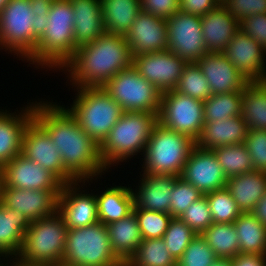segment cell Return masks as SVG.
Masks as SVG:
<instances>
[{
  "mask_svg": "<svg viewBox=\"0 0 266 266\" xmlns=\"http://www.w3.org/2000/svg\"><path fill=\"white\" fill-rule=\"evenodd\" d=\"M143 239H157L164 236L172 216L169 213L144 209H133Z\"/></svg>",
  "mask_w": 266,
  "mask_h": 266,
  "instance_id": "obj_41",
  "label": "cell"
},
{
  "mask_svg": "<svg viewBox=\"0 0 266 266\" xmlns=\"http://www.w3.org/2000/svg\"><path fill=\"white\" fill-rule=\"evenodd\" d=\"M240 29L266 50V13L247 16L240 22Z\"/></svg>",
  "mask_w": 266,
  "mask_h": 266,
  "instance_id": "obj_47",
  "label": "cell"
},
{
  "mask_svg": "<svg viewBox=\"0 0 266 266\" xmlns=\"http://www.w3.org/2000/svg\"><path fill=\"white\" fill-rule=\"evenodd\" d=\"M30 223L18 210L7 208L0 202V257L16 258Z\"/></svg>",
  "mask_w": 266,
  "mask_h": 266,
  "instance_id": "obj_29",
  "label": "cell"
},
{
  "mask_svg": "<svg viewBox=\"0 0 266 266\" xmlns=\"http://www.w3.org/2000/svg\"><path fill=\"white\" fill-rule=\"evenodd\" d=\"M195 146L196 141L190 136L168 129L158 122L142 156V171L179 177Z\"/></svg>",
  "mask_w": 266,
  "mask_h": 266,
  "instance_id": "obj_7",
  "label": "cell"
},
{
  "mask_svg": "<svg viewBox=\"0 0 266 266\" xmlns=\"http://www.w3.org/2000/svg\"><path fill=\"white\" fill-rule=\"evenodd\" d=\"M201 236L220 258H234L240 253L237 230L233 223H212Z\"/></svg>",
  "mask_w": 266,
  "mask_h": 266,
  "instance_id": "obj_34",
  "label": "cell"
},
{
  "mask_svg": "<svg viewBox=\"0 0 266 266\" xmlns=\"http://www.w3.org/2000/svg\"><path fill=\"white\" fill-rule=\"evenodd\" d=\"M102 89L124 112H151L158 115L162 92L142 77L133 66L117 73L102 86Z\"/></svg>",
  "mask_w": 266,
  "mask_h": 266,
  "instance_id": "obj_10",
  "label": "cell"
},
{
  "mask_svg": "<svg viewBox=\"0 0 266 266\" xmlns=\"http://www.w3.org/2000/svg\"><path fill=\"white\" fill-rule=\"evenodd\" d=\"M112 252L125 265L143 240L135 213L106 225Z\"/></svg>",
  "mask_w": 266,
  "mask_h": 266,
  "instance_id": "obj_28",
  "label": "cell"
},
{
  "mask_svg": "<svg viewBox=\"0 0 266 266\" xmlns=\"http://www.w3.org/2000/svg\"><path fill=\"white\" fill-rule=\"evenodd\" d=\"M168 33L166 19L140 12L125 34L132 56L167 50Z\"/></svg>",
  "mask_w": 266,
  "mask_h": 266,
  "instance_id": "obj_20",
  "label": "cell"
},
{
  "mask_svg": "<svg viewBox=\"0 0 266 266\" xmlns=\"http://www.w3.org/2000/svg\"><path fill=\"white\" fill-rule=\"evenodd\" d=\"M52 0H31L33 15H48Z\"/></svg>",
  "mask_w": 266,
  "mask_h": 266,
  "instance_id": "obj_52",
  "label": "cell"
},
{
  "mask_svg": "<svg viewBox=\"0 0 266 266\" xmlns=\"http://www.w3.org/2000/svg\"><path fill=\"white\" fill-rule=\"evenodd\" d=\"M188 62L165 50L133 56L132 66L162 93L175 90Z\"/></svg>",
  "mask_w": 266,
  "mask_h": 266,
  "instance_id": "obj_13",
  "label": "cell"
},
{
  "mask_svg": "<svg viewBox=\"0 0 266 266\" xmlns=\"http://www.w3.org/2000/svg\"><path fill=\"white\" fill-rule=\"evenodd\" d=\"M221 4L239 23L247 16L266 13V0H222Z\"/></svg>",
  "mask_w": 266,
  "mask_h": 266,
  "instance_id": "obj_46",
  "label": "cell"
},
{
  "mask_svg": "<svg viewBox=\"0 0 266 266\" xmlns=\"http://www.w3.org/2000/svg\"><path fill=\"white\" fill-rule=\"evenodd\" d=\"M242 92L212 94L203 101L204 121L226 120L241 115Z\"/></svg>",
  "mask_w": 266,
  "mask_h": 266,
  "instance_id": "obj_36",
  "label": "cell"
},
{
  "mask_svg": "<svg viewBox=\"0 0 266 266\" xmlns=\"http://www.w3.org/2000/svg\"><path fill=\"white\" fill-rule=\"evenodd\" d=\"M179 177L203 195L226 187L228 181L214 152L197 146L191 151Z\"/></svg>",
  "mask_w": 266,
  "mask_h": 266,
  "instance_id": "obj_16",
  "label": "cell"
},
{
  "mask_svg": "<svg viewBox=\"0 0 266 266\" xmlns=\"http://www.w3.org/2000/svg\"><path fill=\"white\" fill-rule=\"evenodd\" d=\"M34 19L35 21L32 24L33 35L37 40H39L45 33L47 24L49 23L48 15H34Z\"/></svg>",
  "mask_w": 266,
  "mask_h": 266,
  "instance_id": "obj_51",
  "label": "cell"
},
{
  "mask_svg": "<svg viewBox=\"0 0 266 266\" xmlns=\"http://www.w3.org/2000/svg\"><path fill=\"white\" fill-rule=\"evenodd\" d=\"M163 238L143 239L136 253L124 266H176Z\"/></svg>",
  "mask_w": 266,
  "mask_h": 266,
  "instance_id": "obj_35",
  "label": "cell"
},
{
  "mask_svg": "<svg viewBox=\"0 0 266 266\" xmlns=\"http://www.w3.org/2000/svg\"><path fill=\"white\" fill-rule=\"evenodd\" d=\"M132 188L126 186H111L99 195L96 194L98 219L104 225L126 218L134 209Z\"/></svg>",
  "mask_w": 266,
  "mask_h": 266,
  "instance_id": "obj_30",
  "label": "cell"
},
{
  "mask_svg": "<svg viewBox=\"0 0 266 266\" xmlns=\"http://www.w3.org/2000/svg\"><path fill=\"white\" fill-rule=\"evenodd\" d=\"M106 32L124 35L141 12L140 0H101Z\"/></svg>",
  "mask_w": 266,
  "mask_h": 266,
  "instance_id": "obj_31",
  "label": "cell"
},
{
  "mask_svg": "<svg viewBox=\"0 0 266 266\" xmlns=\"http://www.w3.org/2000/svg\"><path fill=\"white\" fill-rule=\"evenodd\" d=\"M157 123L156 113L125 111L100 145L104 166L109 170L111 165L125 162L140 152L143 156Z\"/></svg>",
  "mask_w": 266,
  "mask_h": 266,
  "instance_id": "obj_4",
  "label": "cell"
},
{
  "mask_svg": "<svg viewBox=\"0 0 266 266\" xmlns=\"http://www.w3.org/2000/svg\"><path fill=\"white\" fill-rule=\"evenodd\" d=\"M202 36L207 52H223L240 29V23L220 4L201 17Z\"/></svg>",
  "mask_w": 266,
  "mask_h": 266,
  "instance_id": "obj_24",
  "label": "cell"
},
{
  "mask_svg": "<svg viewBox=\"0 0 266 266\" xmlns=\"http://www.w3.org/2000/svg\"><path fill=\"white\" fill-rule=\"evenodd\" d=\"M48 21L45 33L38 40L36 49L27 62L30 61L29 65L35 64V68L40 66L41 68L46 67V69L55 68L60 72V68L77 50L71 1H52L48 12Z\"/></svg>",
  "mask_w": 266,
  "mask_h": 266,
  "instance_id": "obj_3",
  "label": "cell"
},
{
  "mask_svg": "<svg viewBox=\"0 0 266 266\" xmlns=\"http://www.w3.org/2000/svg\"><path fill=\"white\" fill-rule=\"evenodd\" d=\"M4 262L6 261L7 263L5 264L6 266H37V265H27V264H23V263H21V262H19V261H17L16 259H11L10 258V260L9 259H7V260H3ZM8 261H9V263H8ZM11 261H12V263H11ZM8 264H10V265H8Z\"/></svg>",
  "mask_w": 266,
  "mask_h": 266,
  "instance_id": "obj_55",
  "label": "cell"
},
{
  "mask_svg": "<svg viewBox=\"0 0 266 266\" xmlns=\"http://www.w3.org/2000/svg\"><path fill=\"white\" fill-rule=\"evenodd\" d=\"M247 133L248 126L241 115L226 120L205 122L196 140V146L212 150L216 147L244 143Z\"/></svg>",
  "mask_w": 266,
  "mask_h": 266,
  "instance_id": "obj_25",
  "label": "cell"
},
{
  "mask_svg": "<svg viewBox=\"0 0 266 266\" xmlns=\"http://www.w3.org/2000/svg\"><path fill=\"white\" fill-rule=\"evenodd\" d=\"M233 266H266V256L239 253L236 257L232 258Z\"/></svg>",
  "mask_w": 266,
  "mask_h": 266,
  "instance_id": "obj_50",
  "label": "cell"
},
{
  "mask_svg": "<svg viewBox=\"0 0 266 266\" xmlns=\"http://www.w3.org/2000/svg\"><path fill=\"white\" fill-rule=\"evenodd\" d=\"M60 192L51 190L0 187V202L7 208L18 210L30 222L57 212Z\"/></svg>",
  "mask_w": 266,
  "mask_h": 266,
  "instance_id": "obj_19",
  "label": "cell"
},
{
  "mask_svg": "<svg viewBox=\"0 0 266 266\" xmlns=\"http://www.w3.org/2000/svg\"><path fill=\"white\" fill-rule=\"evenodd\" d=\"M251 213L266 227V192Z\"/></svg>",
  "mask_w": 266,
  "mask_h": 266,
  "instance_id": "obj_53",
  "label": "cell"
},
{
  "mask_svg": "<svg viewBox=\"0 0 266 266\" xmlns=\"http://www.w3.org/2000/svg\"><path fill=\"white\" fill-rule=\"evenodd\" d=\"M8 1L9 0H0V12L3 10Z\"/></svg>",
  "mask_w": 266,
  "mask_h": 266,
  "instance_id": "obj_56",
  "label": "cell"
},
{
  "mask_svg": "<svg viewBox=\"0 0 266 266\" xmlns=\"http://www.w3.org/2000/svg\"><path fill=\"white\" fill-rule=\"evenodd\" d=\"M233 225L237 230L240 253L266 256V227L251 213H242Z\"/></svg>",
  "mask_w": 266,
  "mask_h": 266,
  "instance_id": "obj_33",
  "label": "cell"
},
{
  "mask_svg": "<svg viewBox=\"0 0 266 266\" xmlns=\"http://www.w3.org/2000/svg\"><path fill=\"white\" fill-rule=\"evenodd\" d=\"M212 151L228 179L254 171L250 154L243 143L216 147Z\"/></svg>",
  "mask_w": 266,
  "mask_h": 266,
  "instance_id": "obj_37",
  "label": "cell"
},
{
  "mask_svg": "<svg viewBox=\"0 0 266 266\" xmlns=\"http://www.w3.org/2000/svg\"><path fill=\"white\" fill-rule=\"evenodd\" d=\"M210 266H233L231 258L218 257Z\"/></svg>",
  "mask_w": 266,
  "mask_h": 266,
  "instance_id": "obj_54",
  "label": "cell"
},
{
  "mask_svg": "<svg viewBox=\"0 0 266 266\" xmlns=\"http://www.w3.org/2000/svg\"><path fill=\"white\" fill-rule=\"evenodd\" d=\"M241 116L248 129L266 130V80L251 81L245 85Z\"/></svg>",
  "mask_w": 266,
  "mask_h": 266,
  "instance_id": "obj_32",
  "label": "cell"
},
{
  "mask_svg": "<svg viewBox=\"0 0 266 266\" xmlns=\"http://www.w3.org/2000/svg\"><path fill=\"white\" fill-rule=\"evenodd\" d=\"M140 185L133 189L134 209L170 214L171 193L178 176L143 173Z\"/></svg>",
  "mask_w": 266,
  "mask_h": 266,
  "instance_id": "obj_23",
  "label": "cell"
},
{
  "mask_svg": "<svg viewBox=\"0 0 266 266\" xmlns=\"http://www.w3.org/2000/svg\"><path fill=\"white\" fill-rule=\"evenodd\" d=\"M1 260H3V259L0 258V266H5V265H4V262L2 263Z\"/></svg>",
  "mask_w": 266,
  "mask_h": 266,
  "instance_id": "obj_57",
  "label": "cell"
},
{
  "mask_svg": "<svg viewBox=\"0 0 266 266\" xmlns=\"http://www.w3.org/2000/svg\"><path fill=\"white\" fill-rule=\"evenodd\" d=\"M218 257L201 235L189 243L176 266H210Z\"/></svg>",
  "mask_w": 266,
  "mask_h": 266,
  "instance_id": "obj_42",
  "label": "cell"
},
{
  "mask_svg": "<svg viewBox=\"0 0 266 266\" xmlns=\"http://www.w3.org/2000/svg\"><path fill=\"white\" fill-rule=\"evenodd\" d=\"M83 181L63 185L58 197L57 212L68 229L86 227L99 222L96 195L80 190Z\"/></svg>",
  "mask_w": 266,
  "mask_h": 266,
  "instance_id": "obj_18",
  "label": "cell"
},
{
  "mask_svg": "<svg viewBox=\"0 0 266 266\" xmlns=\"http://www.w3.org/2000/svg\"><path fill=\"white\" fill-rule=\"evenodd\" d=\"M202 196L203 194L197 188L178 177L170 195V215L179 218L192 203Z\"/></svg>",
  "mask_w": 266,
  "mask_h": 266,
  "instance_id": "obj_43",
  "label": "cell"
},
{
  "mask_svg": "<svg viewBox=\"0 0 266 266\" xmlns=\"http://www.w3.org/2000/svg\"><path fill=\"white\" fill-rule=\"evenodd\" d=\"M175 91L202 101L212 95L209 83L196 62L186 64Z\"/></svg>",
  "mask_w": 266,
  "mask_h": 266,
  "instance_id": "obj_38",
  "label": "cell"
},
{
  "mask_svg": "<svg viewBox=\"0 0 266 266\" xmlns=\"http://www.w3.org/2000/svg\"><path fill=\"white\" fill-rule=\"evenodd\" d=\"M141 12L168 19L180 11V0H140Z\"/></svg>",
  "mask_w": 266,
  "mask_h": 266,
  "instance_id": "obj_48",
  "label": "cell"
},
{
  "mask_svg": "<svg viewBox=\"0 0 266 266\" xmlns=\"http://www.w3.org/2000/svg\"><path fill=\"white\" fill-rule=\"evenodd\" d=\"M221 4V0H180V10L202 17Z\"/></svg>",
  "mask_w": 266,
  "mask_h": 266,
  "instance_id": "obj_49",
  "label": "cell"
},
{
  "mask_svg": "<svg viewBox=\"0 0 266 266\" xmlns=\"http://www.w3.org/2000/svg\"><path fill=\"white\" fill-rule=\"evenodd\" d=\"M167 50L188 63L197 62L207 52L202 36L201 17L178 11L166 20Z\"/></svg>",
  "mask_w": 266,
  "mask_h": 266,
  "instance_id": "obj_12",
  "label": "cell"
},
{
  "mask_svg": "<svg viewBox=\"0 0 266 266\" xmlns=\"http://www.w3.org/2000/svg\"><path fill=\"white\" fill-rule=\"evenodd\" d=\"M48 132L33 119L23 136L22 155L52 172L64 185L76 180L65 170L62 156Z\"/></svg>",
  "mask_w": 266,
  "mask_h": 266,
  "instance_id": "obj_15",
  "label": "cell"
},
{
  "mask_svg": "<svg viewBox=\"0 0 266 266\" xmlns=\"http://www.w3.org/2000/svg\"><path fill=\"white\" fill-rule=\"evenodd\" d=\"M204 195L209 203L213 223H233L242 214L226 187Z\"/></svg>",
  "mask_w": 266,
  "mask_h": 266,
  "instance_id": "obj_39",
  "label": "cell"
},
{
  "mask_svg": "<svg viewBox=\"0 0 266 266\" xmlns=\"http://www.w3.org/2000/svg\"><path fill=\"white\" fill-rule=\"evenodd\" d=\"M243 144L250 154L254 170L266 172V130L248 129Z\"/></svg>",
  "mask_w": 266,
  "mask_h": 266,
  "instance_id": "obj_45",
  "label": "cell"
},
{
  "mask_svg": "<svg viewBox=\"0 0 266 266\" xmlns=\"http://www.w3.org/2000/svg\"><path fill=\"white\" fill-rule=\"evenodd\" d=\"M132 62L125 36L105 32L94 42L79 46L60 70L68 74L72 87H102L117 73L131 67Z\"/></svg>",
  "mask_w": 266,
  "mask_h": 266,
  "instance_id": "obj_2",
  "label": "cell"
},
{
  "mask_svg": "<svg viewBox=\"0 0 266 266\" xmlns=\"http://www.w3.org/2000/svg\"><path fill=\"white\" fill-rule=\"evenodd\" d=\"M63 185L52 172L22 154L0 169V187L61 192Z\"/></svg>",
  "mask_w": 266,
  "mask_h": 266,
  "instance_id": "obj_14",
  "label": "cell"
},
{
  "mask_svg": "<svg viewBox=\"0 0 266 266\" xmlns=\"http://www.w3.org/2000/svg\"><path fill=\"white\" fill-rule=\"evenodd\" d=\"M226 188L242 213L252 212L266 192V172L254 170L233 176Z\"/></svg>",
  "mask_w": 266,
  "mask_h": 266,
  "instance_id": "obj_27",
  "label": "cell"
},
{
  "mask_svg": "<svg viewBox=\"0 0 266 266\" xmlns=\"http://www.w3.org/2000/svg\"><path fill=\"white\" fill-rule=\"evenodd\" d=\"M28 104L17 113L0 110V169L22 153L25 130L34 119L33 102Z\"/></svg>",
  "mask_w": 266,
  "mask_h": 266,
  "instance_id": "obj_22",
  "label": "cell"
},
{
  "mask_svg": "<svg viewBox=\"0 0 266 266\" xmlns=\"http://www.w3.org/2000/svg\"><path fill=\"white\" fill-rule=\"evenodd\" d=\"M158 122L196 141L205 123L203 101L180 94L175 90L163 92Z\"/></svg>",
  "mask_w": 266,
  "mask_h": 266,
  "instance_id": "obj_11",
  "label": "cell"
},
{
  "mask_svg": "<svg viewBox=\"0 0 266 266\" xmlns=\"http://www.w3.org/2000/svg\"><path fill=\"white\" fill-rule=\"evenodd\" d=\"M68 228L62 216L53 215L32 221L24 234L16 260L27 265L54 266L63 261Z\"/></svg>",
  "mask_w": 266,
  "mask_h": 266,
  "instance_id": "obj_5",
  "label": "cell"
},
{
  "mask_svg": "<svg viewBox=\"0 0 266 266\" xmlns=\"http://www.w3.org/2000/svg\"><path fill=\"white\" fill-rule=\"evenodd\" d=\"M34 21L31 0H9L0 12V49L27 60L38 43L33 35Z\"/></svg>",
  "mask_w": 266,
  "mask_h": 266,
  "instance_id": "obj_9",
  "label": "cell"
},
{
  "mask_svg": "<svg viewBox=\"0 0 266 266\" xmlns=\"http://www.w3.org/2000/svg\"><path fill=\"white\" fill-rule=\"evenodd\" d=\"M71 107H66L83 131L99 146L124 113L102 87H79Z\"/></svg>",
  "mask_w": 266,
  "mask_h": 266,
  "instance_id": "obj_6",
  "label": "cell"
},
{
  "mask_svg": "<svg viewBox=\"0 0 266 266\" xmlns=\"http://www.w3.org/2000/svg\"><path fill=\"white\" fill-rule=\"evenodd\" d=\"M66 266H124L112 252L106 225L68 229L62 263Z\"/></svg>",
  "mask_w": 266,
  "mask_h": 266,
  "instance_id": "obj_8",
  "label": "cell"
},
{
  "mask_svg": "<svg viewBox=\"0 0 266 266\" xmlns=\"http://www.w3.org/2000/svg\"><path fill=\"white\" fill-rule=\"evenodd\" d=\"M196 235L183 220L178 217H172L162 238L167 251L178 261Z\"/></svg>",
  "mask_w": 266,
  "mask_h": 266,
  "instance_id": "obj_40",
  "label": "cell"
},
{
  "mask_svg": "<svg viewBox=\"0 0 266 266\" xmlns=\"http://www.w3.org/2000/svg\"><path fill=\"white\" fill-rule=\"evenodd\" d=\"M196 63L206 77L212 94L242 92L249 82L222 52H208Z\"/></svg>",
  "mask_w": 266,
  "mask_h": 266,
  "instance_id": "obj_21",
  "label": "cell"
},
{
  "mask_svg": "<svg viewBox=\"0 0 266 266\" xmlns=\"http://www.w3.org/2000/svg\"><path fill=\"white\" fill-rule=\"evenodd\" d=\"M54 266H66V265H63V264H59V265H54Z\"/></svg>",
  "mask_w": 266,
  "mask_h": 266,
  "instance_id": "obj_58",
  "label": "cell"
},
{
  "mask_svg": "<svg viewBox=\"0 0 266 266\" xmlns=\"http://www.w3.org/2000/svg\"><path fill=\"white\" fill-rule=\"evenodd\" d=\"M222 53L249 82L266 80V50L241 29Z\"/></svg>",
  "mask_w": 266,
  "mask_h": 266,
  "instance_id": "obj_17",
  "label": "cell"
},
{
  "mask_svg": "<svg viewBox=\"0 0 266 266\" xmlns=\"http://www.w3.org/2000/svg\"><path fill=\"white\" fill-rule=\"evenodd\" d=\"M35 103V104H34ZM33 102L34 119L48 132L60 151L65 170L76 180L89 183L107 168L100 156V146L79 126L64 105ZM64 106V107H63Z\"/></svg>",
  "mask_w": 266,
  "mask_h": 266,
  "instance_id": "obj_1",
  "label": "cell"
},
{
  "mask_svg": "<svg viewBox=\"0 0 266 266\" xmlns=\"http://www.w3.org/2000/svg\"><path fill=\"white\" fill-rule=\"evenodd\" d=\"M74 13L75 46L94 42L106 30L101 11V0H70Z\"/></svg>",
  "mask_w": 266,
  "mask_h": 266,
  "instance_id": "obj_26",
  "label": "cell"
},
{
  "mask_svg": "<svg viewBox=\"0 0 266 266\" xmlns=\"http://www.w3.org/2000/svg\"><path fill=\"white\" fill-rule=\"evenodd\" d=\"M179 218L197 235H201L213 223L206 196L203 195L192 203Z\"/></svg>",
  "mask_w": 266,
  "mask_h": 266,
  "instance_id": "obj_44",
  "label": "cell"
}]
</instances>
